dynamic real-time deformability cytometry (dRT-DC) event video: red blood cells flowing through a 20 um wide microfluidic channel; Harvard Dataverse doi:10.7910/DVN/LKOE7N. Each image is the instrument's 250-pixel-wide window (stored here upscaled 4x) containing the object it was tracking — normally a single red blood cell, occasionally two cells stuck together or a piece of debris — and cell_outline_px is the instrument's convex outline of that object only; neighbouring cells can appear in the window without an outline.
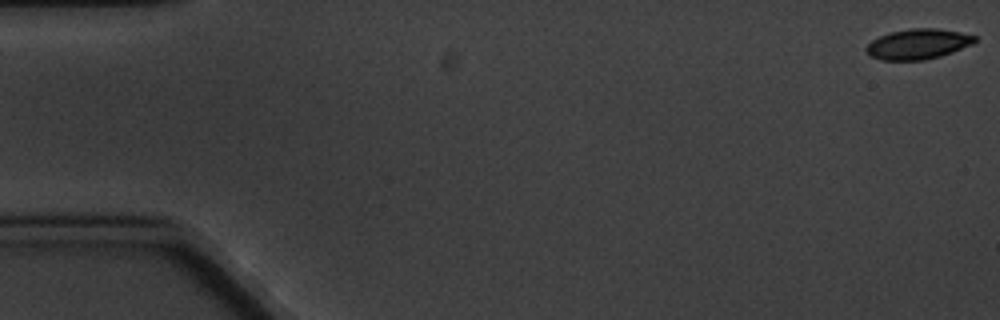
{"species": "common noctule bat (a hibernating species)", "species_latin": "Nyctalus noctula", "temperature_condition": "cold", "stored_images_in_passage": 5, "camera_frame_rate_fps": 3000, "um_per_image_px": 0.085, "animal": {"sex": "male", "body_mass_g": 20.1, "forearm_length_mm": 53.5}, "frame": {"image": 1, "passage_image": 1, "time_ms": 0.0, "image_size_px": [1000, 320], "cell_outline_px": [[976, 40], [972, 44], [952, 52], [940, 56], [924, 60], [880, 60], [872, 56], [864, 48], [872, 40], [880, 36], [892, 32], [912, 28], [936, 28], [960, 32], [976, 36]], "centroid_in_image_um": [78.03, 3.74], "position_along_channel_um": 7.0, "area_um2": 18.96}}
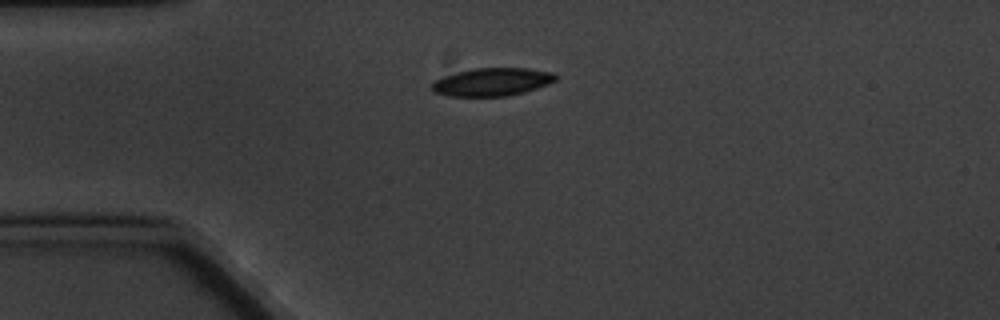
{"frame": {"image": 2, "passage_image": 5, "time_ms": 4.667, "image_size_px": [1000, 320], "cell_outline_px": [[560, 76], [556, 80], [548, 84], [524, 92], [508, 96], [448, 96], [432, 92], [432, 84], [436, 80], [444, 76], [456, 72], [472, 68], [528, 68], [552, 72]], "centroid_in_image_um": [41.84, 6.96], "position_along_channel_um": 43.2, "area_um2": 20.29}}